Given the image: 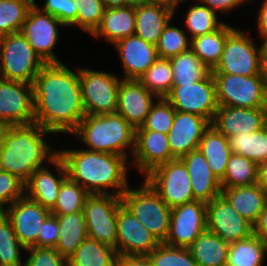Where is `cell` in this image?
Wrapping results in <instances>:
<instances>
[{
	"instance_id": "1",
	"label": "cell",
	"mask_w": 267,
	"mask_h": 266,
	"mask_svg": "<svg viewBox=\"0 0 267 266\" xmlns=\"http://www.w3.org/2000/svg\"><path fill=\"white\" fill-rule=\"evenodd\" d=\"M65 63L45 64L33 82L34 123L54 134H70L86 116L79 66L71 70Z\"/></svg>"
},
{
	"instance_id": "2",
	"label": "cell",
	"mask_w": 267,
	"mask_h": 266,
	"mask_svg": "<svg viewBox=\"0 0 267 266\" xmlns=\"http://www.w3.org/2000/svg\"><path fill=\"white\" fill-rule=\"evenodd\" d=\"M68 177L89 194H110L121 197L129 187L130 161L126 157L81 148L59 149ZM128 168V169H127Z\"/></svg>"
},
{
	"instance_id": "3",
	"label": "cell",
	"mask_w": 267,
	"mask_h": 266,
	"mask_svg": "<svg viewBox=\"0 0 267 266\" xmlns=\"http://www.w3.org/2000/svg\"><path fill=\"white\" fill-rule=\"evenodd\" d=\"M47 134L53 133L36 123L8 126L0 143V170L26 183L33 172L45 167L58 155V150H53L44 140Z\"/></svg>"
},
{
	"instance_id": "4",
	"label": "cell",
	"mask_w": 267,
	"mask_h": 266,
	"mask_svg": "<svg viewBox=\"0 0 267 266\" xmlns=\"http://www.w3.org/2000/svg\"><path fill=\"white\" fill-rule=\"evenodd\" d=\"M72 134L89 151L117 154L130 159L128 155L131 153L132 156L135 149V128L118 113L86 115Z\"/></svg>"
},
{
	"instance_id": "5",
	"label": "cell",
	"mask_w": 267,
	"mask_h": 266,
	"mask_svg": "<svg viewBox=\"0 0 267 266\" xmlns=\"http://www.w3.org/2000/svg\"><path fill=\"white\" fill-rule=\"evenodd\" d=\"M139 188L130 186L121 196L122 204L156 237L164 243L170 229L171 208L144 179Z\"/></svg>"
},
{
	"instance_id": "6",
	"label": "cell",
	"mask_w": 267,
	"mask_h": 266,
	"mask_svg": "<svg viewBox=\"0 0 267 266\" xmlns=\"http://www.w3.org/2000/svg\"><path fill=\"white\" fill-rule=\"evenodd\" d=\"M239 28H235L226 38L223 53L212 74L263 75V45L258 46Z\"/></svg>"
},
{
	"instance_id": "7",
	"label": "cell",
	"mask_w": 267,
	"mask_h": 266,
	"mask_svg": "<svg viewBox=\"0 0 267 266\" xmlns=\"http://www.w3.org/2000/svg\"><path fill=\"white\" fill-rule=\"evenodd\" d=\"M45 64L22 32L4 35L0 58L1 79L33 84Z\"/></svg>"
},
{
	"instance_id": "8",
	"label": "cell",
	"mask_w": 267,
	"mask_h": 266,
	"mask_svg": "<svg viewBox=\"0 0 267 266\" xmlns=\"http://www.w3.org/2000/svg\"><path fill=\"white\" fill-rule=\"evenodd\" d=\"M121 79L122 77L119 78L113 73L79 67L81 94L86 115L116 113Z\"/></svg>"
},
{
	"instance_id": "9",
	"label": "cell",
	"mask_w": 267,
	"mask_h": 266,
	"mask_svg": "<svg viewBox=\"0 0 267 266\" xmlns=\"http://www.w3.org/2000/svg\"><path fill=\"white\" fill-rule=\"evenodd\" d=\"M219 106L267 107L263 75L213 74Z\"/></svg>"
},
{
	"instance_id": "10",
	"label": "cell",
	"mask_w": 267,
	"mask_h": 266,
	"mask_svg": "<svg viewBox=\"0 0 267 266\" xmlns=\"http://www.w3.org/2000/svg\"><path fill=\"white\" fill-rule=\"evenodd\" d=\"M178 112L195 114L212 123L219 107L216 83L212 72L192 84L172 86L165 97Z\"/></svg>"
},
{
	"instance_id": "11",
	"label": "cell",
	"mask_w": 267,
	"mask_h": 266,
	"mask_svg": "<svg viewBox=\"0 0 267 266\" xmlns=\"http://www.w3.org/2000/svg\"><path fill=\"white\" fill-rule=\"evenodd\" d=\"M121 205V197L117 195L90 194L83 208L88 238L116 250L117 212Z\"/></svg>"
},
{
	"instance_id": "12",
	"label": "cell",
	"mask_w": 267,
	"mask_h": 266,
	"mask_svg": "<svg viewBox=\"0 0 267 266\" xmlns=\"http://www.w3.org/2000/svg\"><path fill=\"white\" fill-rule=\"evenodd\" d=\"M144 178L170 208L195 201L187 167L180 159L156 166Z\"/></svg>"
},
{
	"instance_id": "13",
	"label": "cell",
	"mask_w": 267,
	"mask_h": 266,
	"mask_svg": "<svg viewBox=\"0 0 267 266\" xmlns=\"http://www.w3.org/2000/svg\"><path fill=\"white\" fill-rule=\"evenodd\" d=\"M65 25L53 15L41 11L35 4L30 8L21 32L36 54L46 63H62L54 52L59 40L58 27Z\"/></svg>"
},
{
	"instance_id": "14",
	"label": "cell",
	"mask_w": 267,
	"mask_h": 266,
	"mask_svg": "<svg viewBox=\"0 0 267 266\" xmlns=\"http://www.w3.org/2000/svg\"><path fill=\"white\" fill-rule=\"evenodd\" d=\"M0 121L7 127L34 123L33 84L0 78Z\"/></svg>"
},
{
	"instance_id": "15",
	"label": "cell",
	"mask_w": 267,
	"mask_h": 266,
	"mask_svg": "<svg viewBox=\"0 0 267 266\" xmlns=\"http://www.w3.org/2000/svg\"><path fill=\"white\" fill-rule=\"evenodd\" d=\"M207 204L192 201L171 208L170 229L165 244L188 248L207 229Z\"/></svg>"
},
{
	"instance_id": "16",
	"label": "cell",
	"mask_w": 267,
	"mask_h": 266,
	"mask_svg": "<svg viewBox=\"0 0 267 266\" xmlns=\"http://www.w3.org/2000/svg\"><path fill=\"white\" fill-rule=\"evenodd\" d=\"M117 256H147L160 242L122 204L117 212Z\"/></svg>"
},
{
	"instance_id": "17",
	"label": "cell",
	"mask_w": 267,
	"mask_h": 266,
	"mask_svg": "<svg viewBox=\"0 0 267 266\" xmlns=\"http://www.w3.org/2000/svg\"><path fill=\"white\" fill-rule=\"evenodd\" d=\"M206 220L207 229L228 243L254 234V225L241 217L222 194L207 203Z\"/></svg>"
},
{
	"instance_id": "18",
	"label": "cell",
	"mask_w": 267,
	"mask_h": 266,
	"mask_svg": "<svg viewBox=\"0 0 267 266\" xmlns=\"http://www.w3.org/2000/svg\"><path fill=\"white\" fill-rule=\"evenodd\" d=\"M3 213L11 221L20 243L29 248L36 247L40 228L51 211L24 195Z\"/></svg>"
},
{
	"instance_id": "19",
	"label": "cell",
	"mask_w": 267,
	"mask_h": 266,
	"mask_svg": "<svg viewBox=\"0 0 267 266\" xmlns=\"http://www.w3.org/2000/svg\"><path fill=\"white\" fill-rule=\"evenodd\" d=\"M132 157L131 166L144 176L156 166L175 160L169 147L168 134L145 129H135Z\"/></svg>"
},
{
	"instance_id": "20",
	"label": "cell",
	"mask_w": 267,
	"mask_h": 266,
	"mask_svg": "<svg viewBox=\"0 0 267 266\" xmlns=\"http://www.w3.org/2000/svg\"><path fill=\"white\" fill-rule=\"evenodd\" d=\"M211 125L227 138L239 133H253L267 125V107L219 106Z\"/></svg>"
},
{
	"instance_id": "21",
	"label": "cell",
	"mask_w": 267,
	"mask_h": 266,
	"mask_svg": "<svg viewBox=\"0 0 267 266\" xmlns=\"http://www.w3.org/2000/svg\"><path fill=\"white\" fill-rule=\"evenodd\" d=\"M122 63V79L138 80L159 58L156 45L131 35L113 44Z\"/></svg>"
},
{
	"instance_id": "22",
	"label": "cell",
	"mask_w": 267,
	"mask_h": 266,
	"mask_svg": "<svg viewBox=\"0 0 267 266\" xmlns=\"http://www.w3.org/2000/svg\"><path fill=\"white\" fill-rule=\"evenodd\" d=\"M49 165L56 169V176L53 174L55 172L50 171L47 166L37 169L25 183V195L42 207L51 210L57 201L60 186L68 174L64 161L58 155Z\"/></svg>"
},
{
	"instance_id": "23",
	"label": "cell",
	"mask_w": 267,
	"mask_h": 266,
	"mask_svg": "<svg viewBox=\"0 0 267 266\" xmlns=\"http://www.w3.org/2000/svg\"><path fill=\"white\" fill-rule=\"evenodd\" d=\"M211 123L204 117L175 112L173 125L168 132V142L171 154L175 159H180L189 152L198 149L204 132Z\"/></svg>"
},
{
	"instance_id": "24",
	"label": "cell",
	"mask_w": 267,
	"mask_h": 266,
	"mask_svg": "<svg viewBox=\"0 0 267 266\" xmlns=\"http://www.w3.org/2000/svg\"><path fill=\"white\" fill-rule=\"evenodd\" d=\"M154 98L157 99L138 80L121 79L116 113L137 129L149 114Z\"/></svg>"
},
{
	"instance_id": "25",
	"label": "cell",
	"mask_w": 267,
	"mask_h": 266,
	"mask_svg": "<svg viewBox=\"0 0 267 266\" xmlns=\"http://www.w3.org/2000/svg\"><path fill=\"white\" fill-rule=\"evenodd\" d=\"M180 160L187 167L195 201L207 204L221 195L220 180L211 171L207 160L199 149L189 152Z\"/></svg>"
},
{
	"instance_id": "26",
	"label": "cell",
	"mask_w": 267,
	"mask_h": 266,
	"mask_svg": "<svg viewBox=\"0 0 267 266\" xmlns=\"http://www.w3.org/2000/svg\"><path fill=\"white\" fill-rule=\"evenodd\" d=\"M135 7L122 6L105 9L100 26L91 35L96 39L104 38L115 44L118 40L135 34Z\"/></svg>"
},
{
	"instance_id": "27",
	"label": "cell",
	"mask_w": 267,
	"mask_h": 266,
	"mask_svg": "<svg viewBox=\"0 0 267 266\" xmlns=\"http://www.w3.org/2000/svg\"><path fill=\"white\" fill-rule=\"evenodd\" d=\"M170 9L152 4L135 7V35L156 45L165 26L175 17Z\"/></svg>"
},
{
	"instance_id": "28",
	"label": "cell",
	"mask_w": 267,
	"mask_h": 266,
	"mask_svg": "<svg viewBox=\"0 0 267 266\" xmlns=\"http://www.w3.org/2000/svg\"><path fill=\"white\" fill-rule=\"evenodd\" d=\"M221 194L241 217L253 225L258 221L267 202V195L258 184L222 189Z\"/></svg>"
},
{
	"instance_id": "29",
	"label": "cell",
	"mask_w": 267,
	"mask_h": 266,
	"mask_svg": "<svg viewBox=\"0 0 267 266\" xmlns=\"http://www.w3.org/2000/svg\"><path fill=\"white\" fill-rule=\"evenodd\" d=\"M59 225V239L55 249L68 259L88 238L84 212L56 215Z\"/></svg>"
},
{
	"instance_id": "30",
	"label": "cell",
	"mask_w": 267,
	"mask_h": 266,
	"mask_svg": "<svg viewBox=\"0 0 267 266\" xmlns=\"http://www.w3.org/2000/svg\"><path fill=\"white\" fill-rule=\"evenodd\" d=\"M230 243L206 229L188 247L199 266H225Z\"/></svg>"
},
{
	"instance_id": "31",
	"label": "cell",
	"mask_w": 267,
	"mask_h": 266,
	"mask_svg": "<svg viewBox=\"0 0 267 266\" xmlns=\"http://www.w3.org/2000/svg\"><path fill=\"white\" fill-rule=\"evenodd\" d=\"M198 149L208 162L211 171L221 180L232 153L228 138L219 133L212 125L204 132Z\"/></svg>"
},
{
	"instance_id": "32",
	"label": "cell",
	"mask_w": 267,
	"mask_h": 266,
	"mask_svg": "<svg viewBox=\"0 0 267 266\" xmlns=\"http://www.w3.org/2000/svg\"><path fill=\"white\" fill-rule=\"evenodd\" d=\"M235 29L224 23L216 31L191 39V49L209 69L213 70L220 61L227 36Z\"/></svg>"
},
{
	"instance_id": "33",
	"label": "cell",
	"mask_w": 267,
	"mask_h": 266,
	"mask_svg": "<svg viewBox=\"0 0 267 266\" xmlns=\"http://www.w3.org/2000/svg\"><path fill=\"white\" fill-rule=\"evenodd\" d=\"M267 242L256 235L230 243L225 266H263Z\"/></svg>"
},
{
	"instance_id": "34",
	"label": "cell",
	"mask_w": 267,
	"mask_h": 266,
	"mask_svg": "<svg viewBox=\"0 0 267 266\" xmlns=\"http://www.w3.org/2000/svg\"><path fill=\"white\" fill-rule=\"evenodd\" d=\"M117 253L113 247L87 238L67 259L71 266H116Z\"/></svg>"
},
{
	"instance_id": "35",
	"label": "cell",
	"mask_w": 267,
	"mask_h": 266,
	"mask_svg": "<svg viewBox=\"0 0 267 266\" xmlns=\"http://www.w3.org/2000/svg\"><path fill=\"white\" fill-rule=\"evenodd\" d=\"M232 153L240 154L257 165L267 162V125L253 133L228 137Z\"/></svg>"
},
{
	"instance_id": "36",
	"label": "cell",
	"mask_w": 267,
	"mask_h": 266,
	"mask_svg": "<svg viewBox=\"0 0 267 266\" xmlns=\"http://www.w3.org/2000/svg\"><path fill=\"white\" fill-rule=\"evenodd\" d=\"M169 59L173 68L172 86L192 84L211 72L191 48Z\"/></svg>"
},
{
	"instance_id": "37",
	"label": "cell",
	"mask_w": 267,
	"mask_h": 266,
	"mask_svg": "<svg viewBox=\"0 0 267 266\" xmlns=\"http://www.w3.org/2000/svg\"><path fill=\"white\" fill-rule=\"evenodd\" d=\"M220 183L222 189L257 184V164L240 154L231 153Z\"/></svg>"
},
{
	"instance_id": "38",
	"label": "cell",
	"mask_w": 267,
	"mask_h": 266,
	"mask_svg": "<svg viewBox=\"0 0 267 266\" xmlns=\"http://www.w3.org/2000/svg\"><path fill=\"white\" fill-rule=\"evenodd\" d=\"M138 81L157 98H165L170 92L173 83V68L170 59L158 58L139 77Z\"/></svg>"
},
{
	"instance_id": "39",
	"label": "cell",
	"mask_w": 267,
	"mask_h": 266,
	"mask_svg": "<svg viewBox=\"0 0 267 266\" xmlns=\"http://www.w3.org/2000/svg\"><path fill=\"white\" fill-rule=\"evenodd\" d=\"M196 1V4L188 6L184 23L190 39L212 33L224 24V21H219V14Z\"/></svg>"
},
{
	"instance_id": "40",
	"label": "cell",
	"mask_w": 267,
	"mask_h": 266,
	"mask_svg": "<svg viewBox=\"0 0 267 266\" xmlns=\"http://www.w3.org/2000/svg\"><path fill=\"white\" fill-rule=\"evenodd\" d=\"M26 248L16 236L11 221L0 214V263L2 266H24L21 254Z\"/></svg>"
},
{
	"instance_id": "41",
	"label": "cell",
	"mask_w": 267,
	"mask_h": 266,
	"mask_svg": "<svg viewBox=\"0 0 267 266\" xmlns=\"http://www.w3.org/2000/svg\"><path fill=\"white\" fill-rule=\"evenodd\" d=\"M90 194L77 182L67 177L62 185L54 207L53 215H66L83 211L85 200Z\"/></svg>"
},
{
	"instance_id": "42",
	"label": "cell",
	"mask_w": 267,
	"mask_h": 266,
	"mask_svg": "<svg viewBox=\"0 0 267 266\" xmlns=\"http://www.w3.org/2000/svg\"><path fill=\"white\" fill-rule=\"evenodd\" d=\"M32 0H0V34L21 32Z\"/></svg>"
},
{
	"instance_id": "43",
	"label": "cell",
	"mask_w": 267,
	"mask_h": 266,
	"mask_svg": "<svg viewBox=\"0 0 267 266\" xmlns=\"http://www.w3.org/2000/svg\"><path fill=\"white\" fill-rule=\"evenodd\" d=\"M170 20L165 26L157 44L159 58H171L191 48V39L187 31L171 25Z\"/></svg>"
},
{
	"instance_id": "44",
	"label": "cell",
	"mask_w": 267,
	"mask_h": 266,
	"mask_svg": "<svg viewBox=\"0 0 267 266\" xmlns=\"http://www.w3.org/2000/svg\"><path fill=\"white\" fill-rule=\"evenodd\" d=\"M175 112L173 106L166 98H157L152 104L144 123L137 129L168 134L174 122Z\"/></svg>"
},
{
	"instance_id": "45",
	"label": "cell",
	"mask_w": 267,
	"mask_h": 266,
	"mask_svg": "<svg viewBox=\"0 0 267 266\" xmlns=\"http://www.w3.org/2000/svg\"><path fill=\"white\" fill-rule=\"evenodd\" d=\"M153 266H199L188 248L160 243L147 255Z\"/></svg>"
},
{
	"instance_id": "46",
	"label": "cell",
	"mask_w": 267,
	"mask_h": 266,
	"mask_svg": "<svg viewBox=\"0 0 267 266\" xmlns=\"http://www.w3.org/2000/svg\"><path fill=\"white\" fill-rule=\"evenodd\" d=\"M77 5L76 26L92 35L100 26L105 7L101 0H74Z\"/></svg>"
},
{
	"instance_id": "47",
	"label": "cell",
	"mask_w": 267,
	"mask_h": 266,
	"mask_svg": "<svg viewBox=\"0 0 267 266\" xmlns=\"http://www.w3.org/2000/svg\"><path fill=\"white\" fill-rule=\"evenodd\" d=\"M24 195L25 183L17 176L0 170V211L4 212Z\"/></svg>"
},
{
	"instance_id": "48",
	"label": "cell",
	"mask_w": 267,
	"mask_h": 266,
	"mask_svg": "<svg viewBox=\"0 0 267 266\" xmlns=\"http://www.w3.org/2000/svg\"><path fill=\"white\" fill-rule=\"evenodd\" d=\"M34 4L43 12L59 19L65 27H76L77 5L74 0H44L43 7Z\"/></svg>"
},
{
	"instance_id": "49",
	"label": "cell",
	"mask_w": 267,
	"mask_h": 266,
	"mask_svg": "<svg viewBox=\"0 0 267 266\" xmlns=\"http://www.w3.org/2000/svg\"><path fill=\"white\" fill-rule=\"evenodd\" d=\"M24 266H65L67 259L60 255L55 248L29 247Z\"/></svg>"
},
{
	"instance_id": "50",
	"label": "cell",
	"mask_w": 267,
	"mask_h": 266,
	"mask_svg": "<svg viewBox=\"0 0 267 266\" xmlns=\"http://www.w3.org/2000/svg\"><path fill=\"white\" fill-rule=\"evenodd\" d=\"M59 225L56 215L50 214L42 224L36 247L55 248L59 239Z\"/></svg>"
},
{
	"instance_id": "51",
	"label": "cell",
	"mask_w": 267,
	"mask_h": 266,
	"mask_svg": "<svg viewBox=\"0 0 267 266\" xmlns=\"http://www.w3.org/2000/svg\"><path fill=\"white\" fill-rule=\"evenodd\" d=\"M201 4L206 5L216 14H224V16L234 11L237 7L240 8L241 5L250 2L251 0H198Z\"/></svg>"
},
{
	"instance_id": "52",
	"label": "cell",
	"mask_w": 267,
	"mask_h": 266,
	"mask_svg": "<svg viewBox=\"0 0 267 266\" xmlns=\"http://www.w3.org/2000/svg\"><path fill=\"white\" fill-rule=\"evenodd\" d=\"M256 21L258 39L260 38L264 42L267 40V0H262L261 6L258 8Z\"/></svg>"
},
{
	"instance_id": "53",
	"label": "cell",
	"mask_w": 267,
	"mask_h": 266,
	"mask_svg": "<svg viewBox=\"0 0 267 266\" xmlns=\"http://www.w3.org/2000/svg\"><path fill=\"white\" fill-rule=\"evenodd\" d=\"M116 266H153L148 256H117Z\"/></svg>"
},
{
	"instance_id": "54",
	"label": "cell",
	"mask_w": 267,
	"mask_h": 266,
	"mask_svg": "<svg viewBox=\"0 0 267 266\" xmlns=\"http://www.w3.org/2000/svg\"><path fill=\"white\" fill-rule=\"evenodd\" d=\"M254 235L267 242V202L258 221L254 224Z\"/></svg>"
},
{
	"instance_id": "55",
	"label": "cell",
	"mask_w": 267,
	"mask_h": 266,
	"mask_svg": "<svg viewBox=\"0 0 267 266\" xmlns=\"http://www.w3.org/2000/svg\"><path fill=\"white\" fill-rule=\"evenodd\" d=\"M187 0H144V4L160 5L175 12L181 4H184Z\"/></svg>"
},
{
	"instance_id": "56",
	"label": "cell",
	"mask_w": 267,
	"mask_h": 266,
	"mask_svg": "<svg viewBox=\"0 0 267 266\" xmlns=\"http://www.w3.org/2000/svg\"><path fill=\"white\" fill-rule=\"evenodd\" d=\"M257 184L267 195V162L257 165Z\"/></svg>"
},
{
	"instance_id": "57",
	"label": "cell",
	"mask_w": 267,
	"mask_h": 266,
	"mask_svg": "<svg viewBox=\"0 0 267 266\" xmlns=\"http://www.w3.org/2000/svg\"><path fill=\"white\" fill-rule=\"evenodd\" d=\"M105 9L126 6V0H101Z\"/></svg>"
},
{
	"instance_id": "58",
	"label": "cell",
	"mask_w": 267,
	"mask_h": 266,
	"mask_svg": "<svg viewBox=\"0 0 267 266\" xmlns=\"http://www.w3.org/2000/svg\"><path fill=\"white\" fill-rule=\"evenodd\" d=\"M144 4V0H126V6H140Z\"/></svg>"
},
{
	"instance_id": "59",
	"label": "cell",
	"mask_w": 267,
	"mask_h": 266,
	"mask_svg": "<svg viewBox=\"0 0 267 266\" xmlns=\"http://www.w3.org/2000/svg\"><path fill=\"white\" fill-rule=\"evenodd\" d=\"M263 45V66H267V40L262 42Z\"/></svg>"
},
{
	"instance_id": "60",
	"label": "cell",
	"mask_w": 267,
	"mask_h": 266,
	"mask_svg": "<svg viewBox=\"0 0 267 266\" xmlns=\"http://www.w3.org/2000/svg\"><path fill=\"white\" fill-rule=\"evenodd\" d=\"M263 77H264V85H265V94L267 98V66H263Z\"/></svg>"
},
{
	"instance_id": "61",
	"label": "cell",
	"mask_w": 267,
	"mask_h": 266,
	"mask_svg": "<svg viewBox=\"0 0 267 266\" xmlns=\"http://www.w3.org/2000/svg\"><path fill=\"white\" fill-rule=\"evenodd\" d=\"M6 128H7V126L2 121H0V143H1V140H2V137H3L4 130Z\"/></svg>"
},
{
	"instance_id": "62",
	"label": "cell",
	"mask_w": 267,
	"mask_h": 266,
	"mask_svg": "<svg viewBox=\"0 0 267 266\" xmlns=\"http://www.w3.org/2000/svg\"><path fill=\"white\" fill-rule=\"evenodd\" d=\"M3 38H4V35L0 34V58H1V49H2Z\"/></svg>"
}]
</instances>
